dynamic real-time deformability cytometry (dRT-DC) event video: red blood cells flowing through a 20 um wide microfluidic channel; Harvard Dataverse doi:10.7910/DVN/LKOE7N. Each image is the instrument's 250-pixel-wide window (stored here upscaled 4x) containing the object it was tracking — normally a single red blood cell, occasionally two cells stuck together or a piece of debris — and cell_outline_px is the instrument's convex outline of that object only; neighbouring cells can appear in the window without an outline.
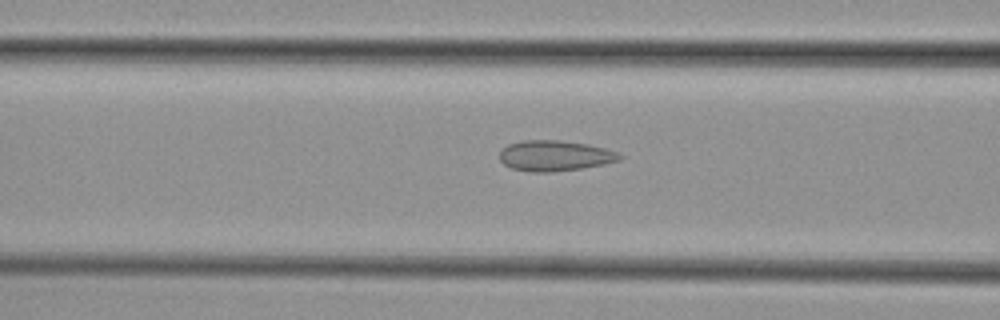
{"species": "common noctule bat (a hibernating species)", "species_latin": "Nyctalus noctula", "temperature_condition": "cold", "stored_images_in_passage": 39, "camera_frame_rate_fps": 3000, "um_per_image_px": 0.085, "animal": {"sex": "female", "body_mass_g": 29.2, "forearm_length_mm": 56.3}, "frame": {"image": 1, "passage_image": 6, "time_ms": 1.667, "image_size_px": [1000, 320], "cell_outline_px": [[624, 156], [620, 160], [604, 164], [580, 168], [552, 172], [532, 172], [512, 168], [504, 164], [500, 160], [500, 152], [508, 144], [524, 140], [560, 140], [588, 144], [604, 148], [616, 152]], "centroid_in_image_um": [47.16, 13.23], "position_along_channel_um": 119.4, "area_um2": 21.27}}
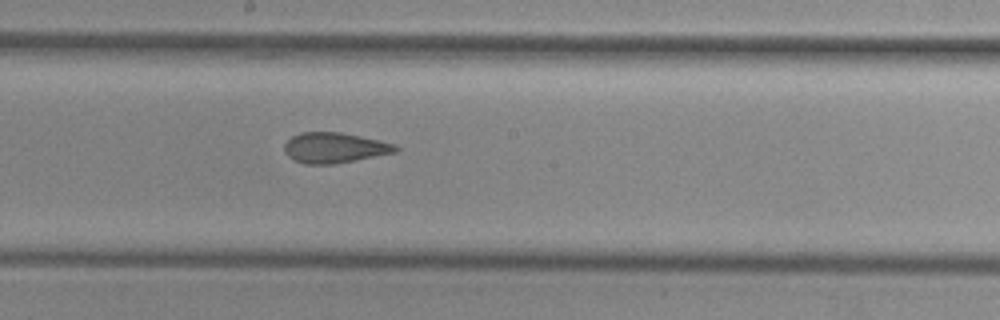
{"frame": {"image": 2, "passage_image": 14, "time_ms": 4.333, "image_size_px": [1000, 320], "cell_outline_px": [[400, 148], [396, 152], [332, 164], [304, 164], [288, 156], [284, 152], [284, 144], [292, 136], [300, 132], [340, 132], [360, 136], [396, 144]], "centroid_in_image_um": [28.41, 12.55], "position_along_channel_um": 219.8, "area_um2": 19.54}}
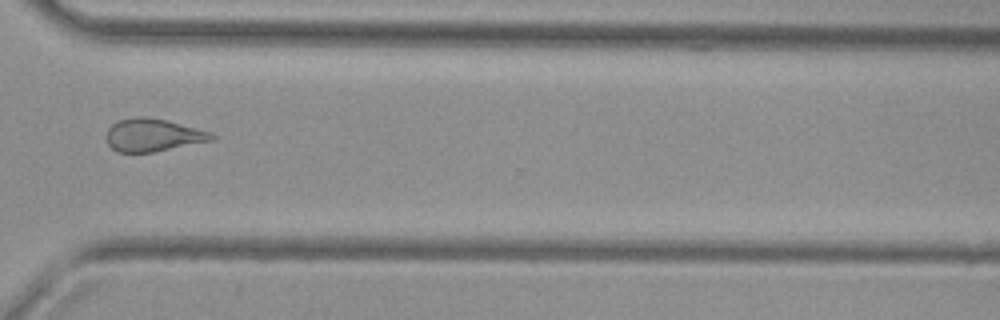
{"frame": {"image": 3, "passage_image": 25, "time_ms": 8.0, "image_size_px": [1000, 320], "cell_outline_px": [[216, 140], [152, 152], [116, 152], [108, 144], [104, 136], [108, 128], [112, 124], [120, 120], [132, 116], [148, 116], [168, 120], [212, 132], [216, 136]], "centroid_in_image_um": [13.01, 11.47], "position_along_channel_um": 357.6, "area_um2": 20.52}, "authors_computed_cell_mechanics": {"area_um2": 20.5768, "velocity_mm_per_s": 3.7612, "shape_relaxation_time_tau1_ms": null, "shape_relaxation_time_tau2_ms": 1.6904, "deformation_change_tau1": null, "deformation_change_tau2": 0.0748}}